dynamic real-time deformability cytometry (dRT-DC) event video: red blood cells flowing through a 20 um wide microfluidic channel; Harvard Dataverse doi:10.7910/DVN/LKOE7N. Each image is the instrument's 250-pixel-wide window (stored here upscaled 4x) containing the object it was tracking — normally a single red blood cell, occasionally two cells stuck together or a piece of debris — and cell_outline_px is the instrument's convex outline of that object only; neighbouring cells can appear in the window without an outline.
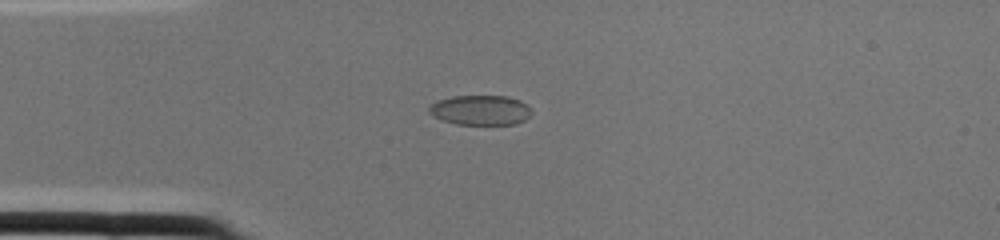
{"species": "common noctule bat (a hibernating species)", "species_latin": "Nyctalus noctula", "temperature_condition": "cold", "stored_images_in_passage": 1, "camera_frame_rate_fps": 3000, "um_per_image_px": 0.085, "animal": {"sex": "female", "body_mass_g": 22.0, "forearm_length_mm": 56.7}, "frame": {"image": 1, "passage_image": 1, "time_ms": 0.0, "image_size_px": [1000, 240], "cell_outline_px": [[532, 112], [524, 120], [516, 124], [456, 124], [432, 116], [428, 112], [428, 108], [436, 100], [452, 96], [508, 96], [520, 100], [532, 108]], "centroid_in_image_um": [40.84, 9.35], "position_along_channel_um": 44.2, "area_um2": 17.92}}